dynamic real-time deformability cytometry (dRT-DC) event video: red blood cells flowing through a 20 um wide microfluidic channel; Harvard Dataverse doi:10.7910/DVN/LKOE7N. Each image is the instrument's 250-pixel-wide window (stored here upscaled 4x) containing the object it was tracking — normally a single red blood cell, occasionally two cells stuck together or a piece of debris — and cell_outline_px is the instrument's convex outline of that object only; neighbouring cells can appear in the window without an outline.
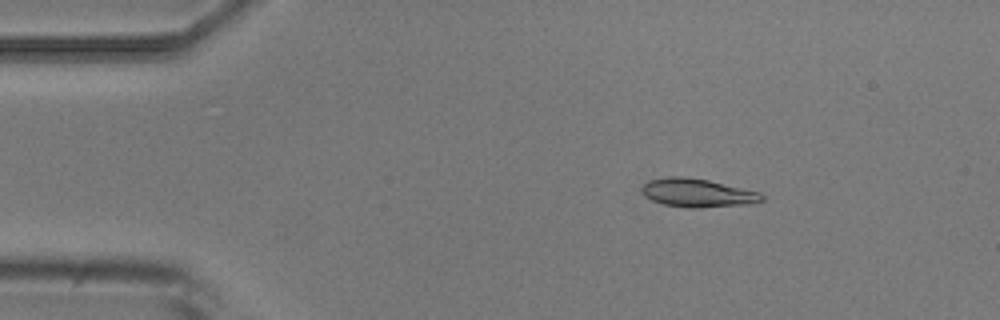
{"species": "common noctule bat (a hibernating species)", "species_latin": "Nyctalus noctula", "temperature_condition": "room temperature", "stored_images_in_passage": 5, "camera_frame_rate_fps": 3000, "um_per_image_px": 0.085, "animal": {"sex": "male", "body_mass_g": 20.5, "forearm_length_mm": 52.5}, "frame": {"image": 1, "passage_image": 2, "time_ms": 1.0, "image_size_px": [1000, 320], "cell_outline_px": [[764, 200], [756, 204], [700, 208], [688, 208], [664, 204], [652, 200], [644, 196], [640, 192], [640, 188], [648, 180], [668, 176], [684, 176], [708, 180], [760, 192], [764, 196]], "centroid_in_image_um": [59.3, 16.4], "position_along_channel_um": 25.7, "area_um2": 20.29}}